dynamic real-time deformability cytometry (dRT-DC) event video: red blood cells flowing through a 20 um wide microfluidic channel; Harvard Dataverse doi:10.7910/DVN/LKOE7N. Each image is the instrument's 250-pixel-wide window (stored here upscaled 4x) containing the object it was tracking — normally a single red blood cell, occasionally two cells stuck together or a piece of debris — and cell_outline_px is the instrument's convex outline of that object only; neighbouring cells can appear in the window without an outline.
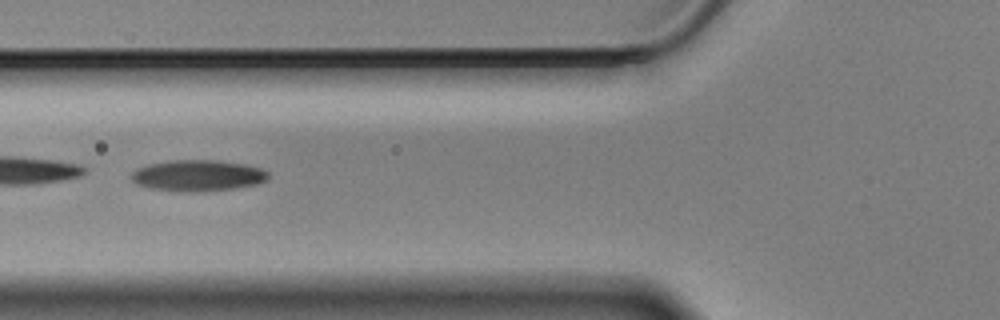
{"species": "Egyptian fruit bat (a non-hibernating species)", "species_latin": "Rousettus aegyptiacus", "temperature_condition": "cold", "stored_images_in_passage": 42, "camera_frame_rate_fps": 3000, "um_per_image_px": 0.085, "animal": {"sex": "male"}, "frame": {"image": 1, "passage_image": 7, "time_ms": 2.0, "image_size_px": [1000, 320], "cell_outline_px": [[268, 180], [260, 184], [236, 188], [196, 192], [184, 192], [152, 188], [136, 184], [128, 176], [136, 168], [148, 164], [168, 160], [216, 160], [244, 164], [260, 168], [268, 172]], "centroid_in_image_um": [16.8, 14.92], "position_along_channel_um": 109.0, "area_um2": 25.14}, "authors_computed_cell_mechanics": {"area_um2": 24.1893, "velocity_mm_per_s": 3.468, "shape_relaxation_time_tau1_ms": 5.3581, "shape_relaxation_time_tau2_ms": 6.222, "deformation_change_tau1": 0.1486, "deformation_change_tau2": 0.144}}